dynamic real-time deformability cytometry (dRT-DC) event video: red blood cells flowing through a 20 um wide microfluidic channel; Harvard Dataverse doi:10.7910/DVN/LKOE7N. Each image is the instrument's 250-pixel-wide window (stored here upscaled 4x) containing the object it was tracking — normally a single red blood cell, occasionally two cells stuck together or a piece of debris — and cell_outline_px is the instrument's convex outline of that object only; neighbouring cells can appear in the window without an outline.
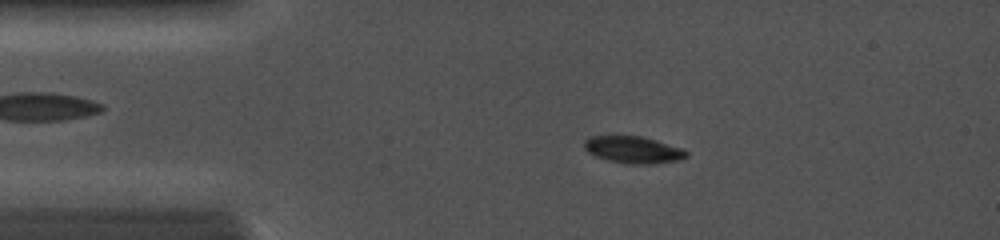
{"species": "common noctule bat (a hibernating species)", "species_latin": "Nyctalus noctula", "temperature_condition": "cold", "stored_images_in_passage": 38, "camera_frame_rate_fps": 5000, "um_per_image_px": 0.085, "animal": {"sex": "female", "body_mass_g": 19.0, "forearm_length_mm": 56.7}, "frame": {"image": 1, "passage_image": 5, "time_ms": 2.0, "image_size_px": [1000, 240], "cell_outline_px": [[688, 156], [680, 160], [652, 164], [624, 164], [608, 160], [596, 156], [588, 152], [584, 148], [584, 140], [588, 136], [640, 136], [656, 140], [684, 148], [688, 152]], "centroid_in_image_um": [53.84, 12.73], "position_along_channel_um": 31.2, "area_um2": 16.24}}
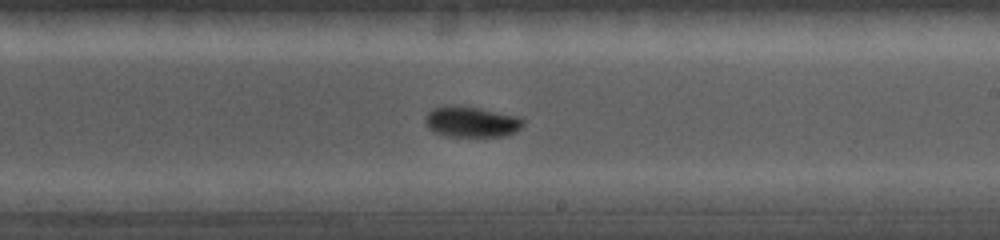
{"frame": {"image": 2, "passage_image": 21, "time_ms": 7.8, "image_size_px": [1000, 240], "cell_outline_px": [[524, 124], [516, 132], [504, 136], [444, 136], [432, 132], [424, 124], [424, 116], [432, 108], [448, 104], [460, 104], [520, 116], [524, 120]], "centroid_in_image_um": [40.02, 10.33], "position_along_channel_um": 249.0, "area_um2": 18.15}}
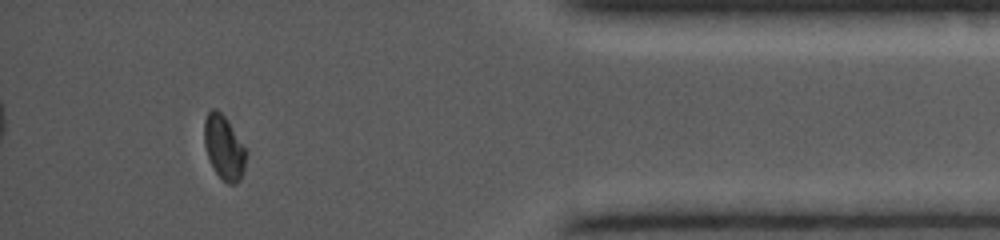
{"frame": {"image": 3, "passage_image": 34, "time_ms": 12.2, "image_size_px": [1000, 240], "cell_outline_px": [[244, 168], [240, 180], [236, 184], [228, 184], [216, 172], [208, 156], [204, 144], [204, 120], [208, 112], [212, 108], [216, 108], [224, 116], [244, 148]], "centroid_in_image_um": [18.99, 12.53], "position_along_channel_um": 416.2, "area_um2": 14.97}}